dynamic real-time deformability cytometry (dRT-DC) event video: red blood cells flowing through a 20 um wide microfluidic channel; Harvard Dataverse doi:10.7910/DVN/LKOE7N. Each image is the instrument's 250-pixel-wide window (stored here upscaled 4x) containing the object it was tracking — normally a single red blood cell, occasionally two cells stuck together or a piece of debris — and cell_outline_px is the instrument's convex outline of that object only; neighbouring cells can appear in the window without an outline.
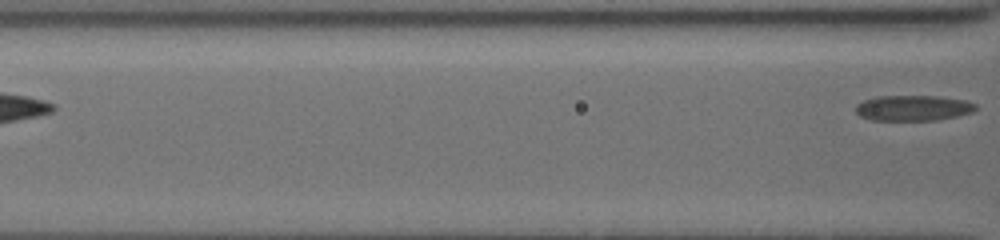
{"species": "common noctule bat (a hibernating species)", "species_latin": "Nyctalus noctula", "temperature_condition": "cold", "stored_images_in_passage": 7, "camera_frame_rate_fps": 3000, "um_per_image_px": 0.085, "animal": {"sex": "female", "body_mass_g": 19.5, "forearm_length_mm": 54.1}, "frame": {"image": 1, "passage_image": 7, "time_ms": 5.0, "image_size_px": [1000, 240], "cell_outline_px": [[976, 108], [972, 112], [956, 116], [936, 120], [872, 120], [860, 116], [856, 112], [856, 104], [864, 100], [876, 96], [936, 96], [964, 100], [976, 104]], "centroid_in_image_um": [77.58, 9.18], "position_along_channel_um": 89.0, "area_um2": 17.74}}